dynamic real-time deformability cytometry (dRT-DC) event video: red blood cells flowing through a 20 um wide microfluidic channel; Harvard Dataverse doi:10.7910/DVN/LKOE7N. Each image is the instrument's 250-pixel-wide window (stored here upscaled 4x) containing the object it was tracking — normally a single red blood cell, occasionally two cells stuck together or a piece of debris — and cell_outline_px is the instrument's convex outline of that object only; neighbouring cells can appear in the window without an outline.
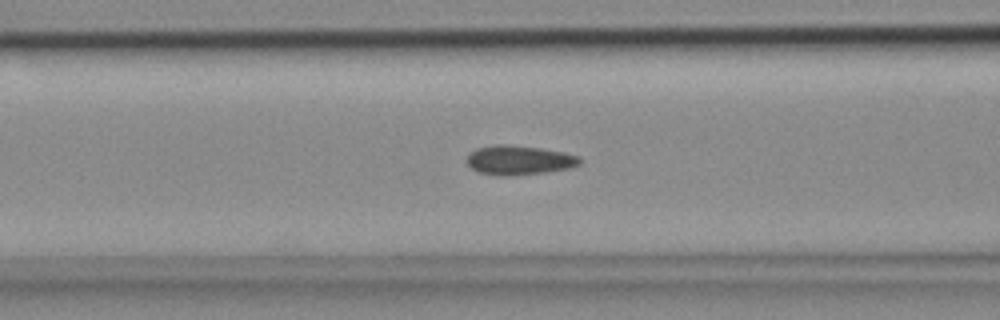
{"species": "common noctule bat (a hibernating species)", "species_latin": "Nyctalus noctula", "temperature_condition": "cold", "stored_images_in_passage": 42, "camera_frame_rate_fps": 3000, "um_per_image_px": 0.085, "animal": {"sex": "female", "body_mass_g": 18.4}, "frame": {"image": 1, "passage_image": 16, "time_ms": 5.0, "image_size_px": [1000, 320], "cell_outline_px": [[584, 160], [580, 164], [568, 168], [544, 172], [508, 176], [496, 176], [480, 172], [472, 168], [468, 164], [468, 156], [476, 148], [496, 144], [504, 144], [540, 148], [564, 152], [580, 156]], "centroid_in_image_um": [44.16, 13.61], "position_along_channel_um": 122.4, "area_um2": 19.25}}
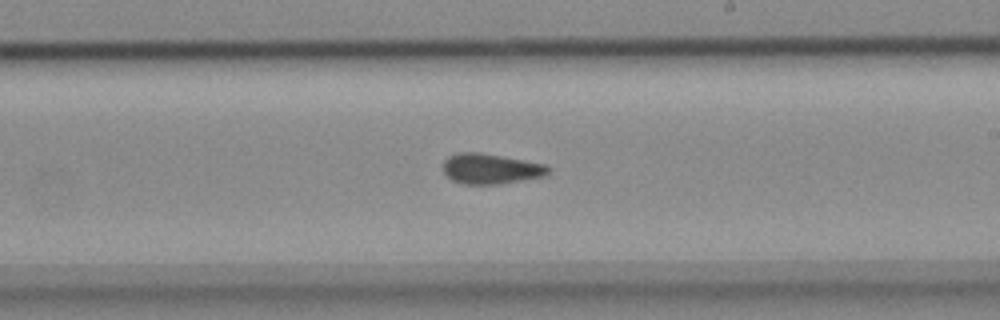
{"frame": {"image": 2, "passage_image": 26, "time_ms": 8.333, "image_size_px": [1000, 320], "cell_outline_px": [[552, 168], [548, 176], [496, 184], [464, 184], [452, 180], [444, 172], [444, 160], [448, 156], [460, 152], [480, 152], [548, 164]], "centroid_in_image_um": [41.78, 14.34], "position_along_channel_um": 247.2, "area_um2": 18.79}}
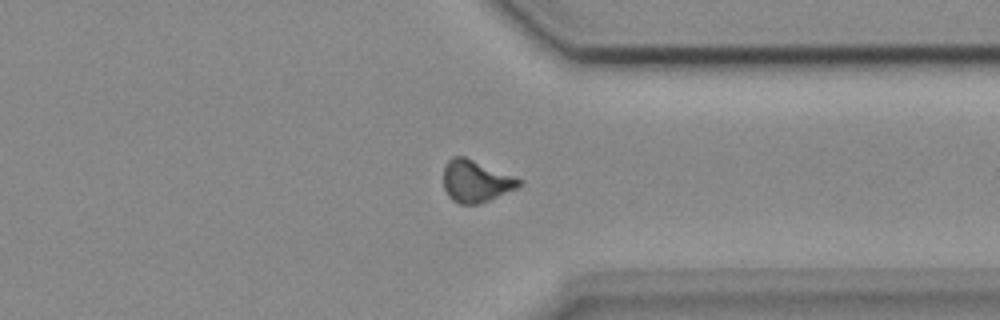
{"frame": {"image": 3, "passage_image": 36, "time_ms": 11.667, "image_size_px": [1000, 320], "cell_outline_px": [[524, 180], [516, 188], [480, 204], [460, 204], [452, 200], [448, 196], [444, 188], [444, 164], [452, 156], [464, 156]], "centroid_in_image_um": [40.42, 15.4], "position_along_channel_um": 371.0, "area_um2": 18.44}}